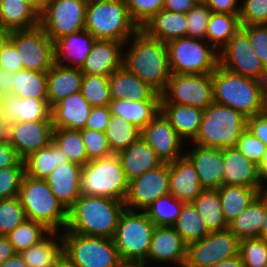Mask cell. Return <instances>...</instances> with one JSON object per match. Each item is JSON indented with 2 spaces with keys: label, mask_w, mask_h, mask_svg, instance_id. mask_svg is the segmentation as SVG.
<instances>
[{
  "label": "cell",
  "mask_w": 267,
  "mask_h": 267,
  "mask_svg": "<svg viewBox=\"0 0 267 267\" xmlns=\"http://www.w3.org/2000/svg\"><path fill=\"white\" fill-rule=\"evenodd\" d=\"M260 238H263L267 241V191H266V214L264 217V221L261 227V231H260Z\"/></svg>",
  "instance_id": "72"
},
{
  "label": "cell",
  "mask_w": 267,
  "mask_h": 267,
  "mask_svg": "<svg viewBox=\"0 0 267 267\" xmlns=\"http://www.w3.org/2000/svg\"><path fill=\"white\" fill-rule=\"evenodd\" d=\"M0 68L11 73L23 69V64L15 45L9 40L0 52Z\"/></svg>",
  "instance_id": "58"
},
{
  "label": "cell",
  "mask_w": 267,
  "mask_h": 267,
  "mask_svg": "<svg viewBox=\"0 0 267 267\" xmlns=\"http://www.w3.org/2000/svg\"><path fill=\"white\" fill-rule=\"evenodd\" d=\"M188 245L203 239L208 231L199 211L192 203H184L180 215L172 226Z\"/></svg>",
  "instance_id": "42"
},
{
  "label": "cell",
  "mask_w": 267,
  "mask_h": 267,
  "mask_svg": "<svg viewBox=\"0 0 267 267\" xmlns=\"http://www.w3.org/2000/svg\"><path fill=\"white\" fill-rule=\"evenodd\" d=\"M239 255L244 267H266L267 241L260 237L240 239Z\"/></svg>",
  "instance_id": "49"
},
{
  "label": "cell",
  "mask_w": 267,
  "mask_h": 267,
  "mask_svg": "<svg viewBox=\"0 0 267 267\" xmlns=\"http://www.w3.org/2000/svg\"><path fill=\"white\" fill-rule=\"evenodd\" d=\"M82 79L80 68L54 64L47 72V101L50 107L67 96L80 92Z\"/></svg>",
  "instance_id": "29"
},
{
  "label": "cell",
  "mask_w": 267,
  "mask_h": 267,
  "mask_svg": "<svg viewBox=\"0 0 267 267\" xmlns=\"http://www.w3.org/2000/svg\"><path fill=\"white\" fill-rule=\"evenodd\" d=\"M183 204L184 202L168 194L155 200L144 211L155 226H173L181 213Z\"/></svg>",
  "instance_id": "46"
},
{
  "label": "cell",
  "mask_w": 267,
  "mask_h": 267,
  "mask_svg": "<svg viewBox=\"0 0 267 267\" xmlns=\"http://www.w3.org/2000/svg\"><path fill=\"white\" fill-rule=\"evenodd\" d=\"M91 108L81 92L67 96L51 107L53 128L84 129Z\"/></svg>",
  "instance_id": "27"
},
{
  "label": "cell",
  "mask_w": 267,
  "mask_h": 267,
  "mask_svg": "<svg viewBox=\"0 0 267 267\" xmlns=\"http://www.w3.org/2000/svg\"><path fill=\"white\" fill-rule=\"evenodd\" d=\"M125 208L123 201L80 195L68 209L65 231L112 239Z\"/></svg>",
  "instance_id": "1"
},
{
  "label": "cell",
  "mask_w": 267,
  "mask_h": 267,
  "mask_svg": "<svg viewBox=\"0 0 267 267\" xmlns=\"http://www.w3.org/2000/svg\"><path fill=\"white\" fill-rule=\"evenodd\" d=\"M186 254L187 244L172 226H155L145 263L170 261L184 267Z\"/></svg>",
  "instance_id": "19"
},
{
  "label": "cell",
  "mask_w": 267,
  "mask_h": 267,
  "mask_svg": "<svg viewBox=\"0 0 267 267\" xmlns=\"http://www.w3.org/2000/svg\"><path fill=\"white\" fill-rule=\"evenodd\" d=\"M25 167L15 148L8 142L0 143V169Z\"/></svg>",
  "instance_id": "59"
},
{
  "label": "cell",
  "mask_w": 267,
  "mask_h": 267,
  "mask_svg": "<svg viewBox=\"0 0 267 267\" xmlns=\"http://www.w3.org/2000/svg\"><path fill=\"white\" fill-rule=\"evenodd\" d=\"M88 0H45L39 16V25L46 35L56 40L85 29Z\"/></svg>",
  "instance_id": "11"
},
{
  "label": "cell",
  "mask_w": 267,
  "mask_h": 267,
  "mask_svg": "<svg viewBox=\"0 0 267 267\" xmlns=\"http://www.w3.org/2000/svg\"><path fill=\"white\" fill-rule=\"evenodd\" d=\"M80 164L75 162L62 163L45 179L55 197L68 210L80 197Z\"/></svg>",
  "instance_id": "26"
},
{
  "label": "cell",
  "mask_w": 267,
  "mask_h": 267,
  "mask_svg": "<svg viewBox=\"0 0 267 267\" xmlns=\"http://www.w3.org/2000/svg\"><path fill=\"white\" fill-rule=\"evenodd\" d=\"M236 147L250 161L258 165L266 152L267 146L247 128L241 133Z\"/></svg>",
  "instance_id": "54"
},
{
  "label": "cell",
  "mask_w": 267,
  "mask_h": 267,
  "mask_svg": "<svg viewBox=\"0 0 267 267\" xmlns=\"http://www.w3.org/2000/svg\"><path fill=\"white\" fill-rule=\"evenodd\" d=\"M213 102L228 106L249 118L261 113L267 84L235 74L218 65L212 73Z\"/></svg>",
  "instance_id": "3"
},
{
  "label": "cell",
  "mask_w": 267,
  "mask_h": 267,
  "mask_svg": "<svg viewBox=\"0 0 267 267\" xmlns=\"http://www.w3.org/2000/svg\"><path fill=\"white\" fill-rule=\"evenodd\" d=\"M105 135L112 153L118 154L141 137V130L120 116L112 115L107 124Z\"/></svg>",
  "instance_id": "43"
},
{
  "label": "cell",
  "mask_w": 267,
  "mask_h": 267,
  "mask_svg": "<svg viewBox=\"0 0 267 267\" xmlns=\"http://www.w3.org/2000/svg\"><path fill=\"white\" fill-rule=\"evenodd\" d=\"M127 43L116 40H96L80 68L83 74L110 76L123 66L122 49Z\"/></svg>",
  "instance_id": "23"
},
{
  "label": "cell",
  "mask_w": 267,
  "mask_h": 267,
  "mask_svg": "<svg viewBox=\"0 0 267 267\" xmlns=\"http://www.w3.org/2000/svg\"><path fill=\"white\" fill-rule=\"evenodd\" d=\"M111 116L112 114L109 106L92 107L84 128L105 132Z\"/></svg>",
  "instance_id": "57"
},
{
  "label": "cell",
  "mask_w": 267,
  "mask_h": 267,
  "mask_svg": "<svg viewBox=\"0 0 267 267\" xmlns=\"http://www.w3.org/2000/svg\"><path fill=\"white\" fill-rule=\"evenodd\" d=\"M64 257L78 267H117L121 262L113 239L63 230Z\"/></svg>",
  "instance_id": "10"
},
{
  "label": "cell",
  "mask_w": 267,
  "mask_h": 267,
  "mask_svg": "<svg viewBox=\"0 0 267 267\" xmlns=\"http://www.w3.org/2000/svg\"><path fill=\"white\" fill-rule=\"evenodd\" d=\"M25 175L45 180L62 163L69 162L66 154L51 141L46 147L30 154L24 160Z\"/></svg>",
  "instance_id": "36"
},
{
  "label": "cell",
  "mask_w": 267,
  "mask_h": 267,
  "mask_svg": "<svg viewBox=\"0 0 267 267\" xmlns=\"http://www.w3.org/2000/svg\"><path fill=\"white\" fill-rule=\"evenodd\" d=\"M197 3L196 0H165L163 9L187 14Z\"/></svg>",
  "instance_id": "62"
},
{
  "label": "cell",
  "mask_w": 267,
  "mask_h": 267,
  "mask_svg": "<svg viewBox=\"0 0 267 267\" xmlns=\"http://www.w3.org/2000/svg\"><path fill=\"white\" fill-rule=\"evenodd\" d=\"M247 129L267 146V120L261 114L247 118Z\"/></svg>",
  "instance_id": "60"
},
{
  "label": "cell",
  "mask_w": 267,
  "mask_h": 267,
  "mask_svg": "<svg viewBox=\"0 0 267 267\" xmlns=\"http://www.w3.org/2000/svg\"><path fill=\"white\" fill-rule=\"evenodd\" d=\"M247 128V117L225 105L213 102L203 111L200 128L193 144L224 149L235 147Z\"/></svg>",
  "instance_id": "7"
},
{
  "label": "cell",
  "mask_w": 267,
  "mask_h": 267,
  "mask_svg": "<svg viewBox=\"0 0 267 267\" xmlns=\"http://www.w3.org/2000/svg\"><path fill=\"white\" fill-rule=\"evenodd\" d=\"M240 6L241 25L267 24V0H244Z\"/></svg>",
  "instance_id": "55"
},
{
  "label": "cell",
  "mask_w": 267,
  "mask_h": 267,
  "mask_svg": "<svg viewBox=\"0 0 267 267\" xmlns=\"http://www.w3.org/2000/svg\"><path fill=\"white\" fill-rule=\"evenodd\" d=\"M199 211L209 232L229 229L217 189H204L192 202Z\"/></svg>",
  "instance_id": "39"
},
{
  "label": "cell",
  "mask_w": 267,
  "mask_h": 267,
  "mask_svg": "<svg viewBox=\"0 0 267 267\" xmlns=\"http://www.w3.org/2000/svg\"><path fill=\"white\" fill-rule=\"evenodd\" d=\"M96 40L86 29L56 40L54 42L55 64L81 68ZM72 63L73 65H70Z\"/></svg>",
  "instance_id": "28"
},
{
  "label": "cell",
  "mask_w": 267,
  "mask_h": 267,
  "mask_svg": "<svg viewBox=\"0 0 267 267\" xmlns=\"http://www.w3.org/2000/svg\"><path fill=\"white\" fill-rule=\"evenodd\" d=\"M109 107L112 115L120 116L142 130L160 112V100H112Z\"/></svg>",
  "instance_id": "35"
},
{
  "label": "cell",
  "mask_w": 267,
  "mask_h": 267,
  "mask_svg": "<svg viewBox=\"0 0 267 267\" xmlns=\"http://www.w3.org/2000/svg\"><path fill=\"white\" fill-rule=\"evenodd\" d=\"M51 232L44 224L27 219L6 235V237L13 245L15 251L21 253L23 250L40 243Z\"/></svg>",
  "instance_id": "45"
},
{
  "label": "cell",
  "mask_w": 267,
  "mask_h": 267,
  "mask_svg": "<svg viewBox=\"0 0 267 267\" xmlns=\"http://www.w3.org/2000/svg\"><path fill=\"white\" fill-rule=\"evenodd\" d=\"M11 32L9 29H6L0 25V52L3 50L4 46L10 40Z\"/></svg>",
  "instance_id": "70"
},
{
  "label": "cell",
  "mask_w": 267,
  "mask_h": 267,
  "mask_svg": "<svg viewBox=\"0 0 267 267\" xmlns=\"http://www.w3.org/2000/svg\"><path fill=\"white\" fill-rule=\"evenodd\" d=\"M258 166V174L262 182L267 181V149Z\"/></svg>",
  "instance_id": "67"
},
{
  "label": "cell",
  "mask_w": 267,
  "mask_h": 267,
  "mask_svg": "<svg viewBox=\"0 0 267 267\" xmlns=\"http://www.w3.org/2000/svg\"><path fill=\"white\" fill-rule=\"evenodd\" d=\"M9 124L0 114V143L8 141Z\"/></svg>",
  "instance_id": "68"
},
{
  "label": "cell",
  "mask_w": 267,
  "mask_h": 267,
  "mask_svg": "<svg viewBox=\"0 0 267 267\" xmlns=\"http://www.w3.org/2000/svg\"><path fill=\"white\" fill-rule=\"evenodd\" d=\"M240 239L229 229L210 232L203 239L187 245L184 267H211L239 255Z\"/></svg>",
  "instance_id": "14"
},
{
  "label": "cell",
  "mask_w": 267,
  "mask_h": 267,
  "mask_svg": "<svg viewBox=\"0 0 267 267\" xmlns=\"http://www.w3.org/2000/svg\"><path fill=\"white\" fill-rule=\"evenodd\" d=\"M203 190L194 165L185 155L169 163V194L192 203Z\"/></svg>",
  "instance_id": "25"
},
{
  "label": "cell",
  "mask_w": 267,
  "mask_h": 267,
  "mask_svg": "<svg viewBox=\"0 0 267 267\" xmlns=\"http://www.w3.org/2000/svg\"><path fill=\"white\" fill-rule=\"evenodd\" d=\"M160 111L183 140H193L198 134L203 109L174 103H160Z\"/></svg>",
  "instance_id": "32"
},
{
  "label": "cell",
  "mask_w": 267,
  "mask_h": 267,
  "mask_svg": "<svg viewBox=\"0 0 267 267\" xmlns=\"http://www.w3.org/2000/svg\"><path fill=\"white\" fill-rule=\"evenodd\" d=\"M10 41L17 49L23 69L47 73L55 64L54 42L40 25L12 31Z\"/></svg>",
  "instance_id": "13"
},
{
  "label": "cell",
  "mask_w": 267,
  "mask_h": 267,
  "mask_svg": "<svg viewBox=\"0 0 267 267\" xmlns=\"http://www.w3.org/2000/svg\"><path fill=\"white\" fill-rule=\"evenodd\" d=\"M1 267H28L20 253L8 258Z\"/></svg>",
  "instance_id": "65"
},
{
  "label": "cell",
  "mask_w": 267,
  "mask_h": 267,
  "mask_svg": "<svg viewBox=\"0 0 267 267\" xmlns=\"http://www.w3.org/2000/svg\"><path fill=\"white\" fill-rule=\"evenodd\" d=\"M129 189L122 163L117 154L89 160L80 175V193L125 202Z\"/></svg>",
  "instance_id": "6"
},
{
  "label": "cell",
  "mask_w": 267,
  "mask_h": 267,
  "mask_svg": "<svg viewBox=\"0 0 267 267\" xmlns=\"http://www.w3.org/2000/svg\"><path fill=\"white\" fill-rule=\"evenodd\" d=\"M241 28L248 34L254 52L267 69V24L241 25Z\"/></svg>",
  "instance_id": "56"
},
{
  "label": "cell",
  "mask_w": 267,
  "mask_h": 267,
  "mask_svg": "<svg viewBox=\"0 0 267 267\" xmlns=\"http://www.w3.org/2000/svg\"><path fill=\"white\" fill-rule=\"evenodd\" d=\"M240 28L239 14L211 12L206 41L219 52Z\"/></svg>",
  "instance_id": "41"
},
{
  "label": "cell",
  "mask_w": 267,
  "mask_h": 267,
  "mask_svg": "<svg viewBox=\"0 0 267 267\" xmlns=\"http://www.w3.org/2000/svg\"><path fill=\"white\" fill-rule=\"evenodd\" d=\"M219 65L235 74L267 84V69L257 57L248 34L242 28L219 51Z\"/></svg>",
  "instance_id": "15"
},
{
  "label": "cell",
  "mask_w": 267,
  "mask_h": 267,
  "mask_svg": "<svg viewBox=\"0 0 267 267\" xmlns=\"http://www.w3.org/2000/svg\"><path fill=\"white\" fill-rule=\"evenodd\" d=\"M80 132L89 160L105 158L113 155L105 132L85 128L80 130Z\"/></svg>",
  "instance_id": "50"
},
{
  "label": "cell",
  "mask_w": 267,
  "mask_h": 267,
  "mask_svg": "<svg viewBox=\"0 0 267 267\" xmlns=\"http://www.w3.org/2000/svg\"><path fill=\"white\" fill-rule=\"evenodd\" d=\"M266 214V191L260 193L230 224L239 239L259 237Z\"/></svg>",
  "instance_id": "34"
},
{
  "label": "cell",
  "mask_w": 267,
  "mask_h": 267,
  "mask_svg": "<svg viewBox=\"0 0 267 267\" xmlns=\"http://www.w3.org/2000/svg\"><path fill=\"white\" fill-rule=\"evenodd\" d=\"M222 152L224 161L223 185L256 188L261 193L267 191L266 184L259 177L258 166L247 159L236 146L224 148Z\"/></svg>",
  "instance_id": "20"
},
{
  "label": "cell",
  "mask_w": 267,
  "mask_h": 267,
  "mask_svg": "<svg viewBox=\"0 0 267 267\" xmlns=\"http://www.w3.org/2000/svg\"><path fill=\"white\" fill-rule=\"evenodd\" d=\"M57 267H78L72 264L66 257H64L57 265Z\"/></svg>",
  "instance_id": "74"
},
{
  "label": "cell",
  "mask_w": 267,
  "mask_h": 267,
  "mask_svg": "<svg viewBox=\"0 0 267 267\" xmlns=\"http://www.w3.org/2000/svg\"><path fill=\"white\" fill-rule=\"evenodd\" d=\"M52 141L66 154L69 161L81 166L89 161L80 130L53 128Z\"/></svg>",
  "instance_id": "44"
},
{
  "label": "cell",
  "mask_w": 267,
  "mask_h": 267,
  "mask_svg": "<svg viewBox=\"0 0 267 267\" xmlns=\"http://www.w3.org/2000/svg\"><path fill=\"white\" fill-rule=\"evenodd\" d=\"M110 95L112 100H160L161 93L150 84L141 80L124 66L109 76Z\"/></svg>",
  "instance_id": "24"
},
{
  "label": "cell",
  "mask_w": 267,
  "mask_h": 267,
  "mask_svg": "<svg viewBox=\"0 0 267 267\" xmlns=\"http://www.w3.org/2000/svg\"><path fill=\"white\" fill-rule=\"evenodd\" d=\"M57 237L59 240H56ZM20 254L28 267H57L58 263L64 258L62 234L51 232L40 243L23 250Z\"/></svg>",
  "instance_id": "33"
},
{
  "label": "cell",
  "mask_w": 267,
  "mask_h": 267,
  "mask_svg": "<svg viewBox=\"0 0 267 267\" xmlns=\"http://www.w3.org/2000/svg\"><path fill=\"white\" fill-rule=\"evenodd\" d=\"M148 265L145 262H135V261H121L117 267H145Z\"/></svg>",
  "instance_id": "71"
},
{
  "label": "cell",
  "mask_w": 267,
  "mask_h": 267,
  "mask_svg": "<svg viewBox=\"0 0 267 267\" xmlns=\"http://www.w3.org/2000/svg\"><path fill=\"white\" fill-rule=\"evenodd\" d=\"M141 137L162 163H172L185 154L181 148L183 139L161 111L141 130Z\"/></svg>",
  "instance_id": "17"
},
{
  "label": "cell",
  "mask_w": 267,
  "mask_h": 267,
  "mask_svg": "<svg viewBox=\"0 0 267 267\" xmlns=\"http://www.w3.org/2000/svg\"><path fill=\"white\" fill-rule=\"evenodd\" d=\"M128 40L132 43L123 54V66L162 93L172 74L166 43L149 37L142 29Z\"/></svg>",
  "instance_id": "2"
},
{
  "label": "cell",
  "mask_w": 267,
  "mask_h": 267,
  "mask_svg": "<svg viewBox=\"0 0 267 267\" xmlns=\"http://www.w3.org/2000/svg\"><path fill=\"white\" fill-rule=\"evenodd\" d=\"M11 94L19 98L47 99V73L28 69L13 73Z\"/></svg>",
  "instance_id": "40"
},
{
  "label": "cell",
  "mask_w": 267,
  "mask_h": 267,
  "mask_svg": "<svg viewBox=\"0 0 267 267\" xmlns=\"http://www.w3.org/2000/svg\"><path fill=\"white\" fill-rule=\"evenodd\" d=\"M27 220L19 197L0 199V236H6Z\"/></svg>",
  "instance_id": "48"
},
{
  "label": "cell",
  "mask_w": 267,
  "mask_h": 267,
  "mask_svg": "<svg viewBox=\"0 0 267 267\" xmlns=\"http://www.w3.org/2000/svg\"><path fill=\"white\" fill-rule=\"evenodd\" d=\"M260 114L267 120V93L264 96L263 105H262Z\"/></svg>",
  "instance_id": "73"
},
{
  "label": "cell",
  "mask_w": 267,
  "mask_h": 267,
  "mask_svg": "<svg viewBox=\"0 0 267 267\" xmlns=\"http://www.w3.org/2000/svg\"><path fill=\"white\" fill-rule=\"evenodd\" d=\"M198 3H205L207 0H196Z\"/></svg>",
  "instance_id": "75"
},
{
  "label": "cell",
  "mask_w": 267,
  "mask_h": 267,
  "mask_svg": "<svg viewBox=\"0 0 267 267\" xmlns=\"http://www.w3.org/2000/svg\"><path fill=\"white\" fill-rule=\"evenodd\" d=\"M149 37L167 43L171 40L187 37L186 14L160 10L141 28Z\"/></svg>",
  "instance_id": "31"
},
{
  "label": "cell",
  "mask_w": 267,
  "mask_h": 267,
  "mask_svg": "<svg viewBox=\"0 0 267 267\" xmlns=\"http://www.w3.org/2000/svg\"><path fill=\"white\" fill-rule=\"evenodd\" d=\"M155 224L145 211L125 208L112 238L121 261L145 262Z\"/></svg>",
  "instance_id": "8"
},
{
  "label": "cell",
  "mask_w": 267,
  "mask_h": 267,
  "mask_svg": "<svg viewBox=\"0 0 267 267\" xmlns=\"http://www.w3.org/2000/svg\"><path fill=\"white\" fill-rule=\"evenodd\" d=\"M117 155L129 182L162 164L155 151L142 137Z\"/></svg>",
  "instance_id": "30"
},
{
  "label": "cell",
  "mask_w": 267,
  "mask_h": 267,
  "mask_svg": "<svg viewBox=\"0 0 267 267\" xmlns=\"http://www.w3.org/2000/svg\"><path fill=\"white\" fill-rule=\"evenodd\" d=\"M165 0H126L132 20L141 29L156 13L164 7Z\"/></svg>",
  "instance_id": "52"
},
{
  "label": "cell",
  "mask_w": 267,
  "mask_h": 267,
  "mask_svg": "<svg viewBox=\"0 0 267 267\" xmlns=\"http://www.w3.org/2000/svg\"><path fill=\"white\" fill-rule=\"evenodd\" d=\"M211 10L205 3H197L187 14V37L206 40Z\"/></svg>",
  "instance_id": "51"
},
{
  "label": "cell",
  "mask_w": 267,
  "mask_h": 267,
  "mask_svg": "<svg viewBox=\"0 0 267 267\" xmlns=\"http://www.w3.org/2000/svg\"><path fill=\"white\" fill-rule=\"evenodd\" d=\"M13 73L0 68V97L11 94Z\"/></svg>",
  "instance_id": "64"
},
{
  "label": "cell",
  "mask_w": 267,
  "mask_h": 267,
  "mask_svg": "<svg viewBox=\"0 0 267 267\" xmlns=\"http://www.w3.org/2000/svg\"><path fill=\"white\" fill-rule=\"evenodd\" d=\"M217 191L228 225L261 193L256 188L237 185H222Z\"/></svg>",
  "instance_id": "37"
},
{
  "label": "cell",
  "mask_w": 267,
  "mask_h": 267,
  "mask_svg": "<svg viewBox=\"0 0 267 267\" xmlns=\"http://www.w3.org/2000/svg\"><path fill=\"white\" fill-rule=\"evenodd\" d=\"M184 154L194 165L203 189H218L223 185L224 161L222 149L198 144Z\"/></svg>",
  "instance_id": "21"
},
{
  "label": "cell",
  "mask_w": 267,
  "mask_h": 267,
  "mask_svg": "<svg viewBox=\"0 0 267 267\" xmlns=\"http://www.w3.org/2000/svg\"><path fill=\"white\" fill-rule=\"evenodd\" d=\"M169 194V163H162L129 182L127 209L144 211L151 203Z\"/></svg>",
  "instance_id": "16"
},
{
  "label": "cell",
  "mask_w": 267,
  "mask_h": 267,
  "mask_svg": "<svg viewBox=\"0 0 267 267\" xmlns=\"http://www.w3.org/2000/svg\"><path fill=\"white\" fill-rule=\"evenodd\" d=\"M80 92L92 107L109 106L112 101L108 76L83 74Z\"/></svg>",
  "instance_id": "47"
},
{
  "label": "cell",
  "mask_w": 267,
  "mask_h": 267,
  "mask_svg": "<svg viewBox=\"0 0 267 267\" xmlns=\"http://www.w3.org/2000/svg\"><path fill=\"white\" fill-rule=\"evenodd\" d=\"M25 167H9L0 169V199L17 197Z\"/></svg>",
  "instance_id": "53"
},
{
  "label": "cell",
  "mask_w": 267,
  "mask_h": 267,
  "mask_svg": "<svg viewBox=\"0 0 267 267\" xmlns=\"http://www.w3.org/2000/svg\"><path fill=\"white\" fill-rule=\"evenodd\" d=\"M0 114L9 125L16 121H51L47 99L19 98L13 94L0 97Z\"/></svg>",
  "instance_id": "22"
},
{
  "label": "cell",
  "mask_w": 267,
  "mask_h": 267,
  "mask_svg": "<svg viewBox=\"0 0 267 267\" xmlns=\"http://www.w3.org/2000/svg\"><path fill=\"white\" fill-rule=\"evenodd\" d=\"M0 25L10 31L39 26V15L26 3L0 1Z\"/></svg>",
  "instance_id": "38"
},
{
  "label": "cell",
  "mask_w": 267,
  "mask_h": 267,
  "mask_svg": "<svg viewBox=\"0 0 267 267\" xmlns=\"http://www.w3.org/2000/svg\"><path fill=\"white\" fill-rule=\"evenodd\" d=\"M205 4L211 10V12L240 14L238 0H207Z\"/></svg>",
  "instance_id": "61"
},
{
  "label": "cell",
  "mask_w": 267,
  "mask_h": 267,
  "mask_svg": "<svg viewBox=\"0 0 267 267\" xmlns=\"http://www.w3.org/2000/svg\"><path fill=\"white\" fill-rule=\"evenodd\" d=\"M211 267H244L240 255L236 257L222 260Z\"/></svg>",
  "instance_id": "66"
},
{
  "label": "cell",
  "mask_w": 267,
  "mask_h": 267,
  "mask_svg": "<svg viewBox=\"0 0 267 267\" xmlns=\"http://www.w3.org/2000/svg\"><path fill=\"white\" fill-rule=\"evenodd\" d=\"M52 121H16L9 125L8 142L24 160L52 141Z\"/></svg>",
  "instance_id": "18"
},
{
  "label": "cell",
  "mask_w": 267,
  "mask_h": 267,
  "mask_svg": "<svg viewBox=\"0 0 267 267\" xmlns=\"http://www.w3.org/2000/svg\"><path fill=\"white\" fill-rule=\"evenodd\" d=\"M3 1V0H0ZM7 1H14V2H24L28 4L39 16L42 10V1L41 0H7Z\"/></svg>",
  "instance_id": "69"
},
{
  "label": "cell",
  "mask_w": 267,
  "mask_h": 267,
  "mask_svg": "<svg viewBox=\"0 0 267 267\" xmlns=\"http://www.w3.org/2000/svg\"><path fill=\"white\" fill-rule=\"evenodd\" d=\"M18 197L27 219L44 224L52 232L65 230L68 210L55 197L46 180L24 175Z\"/></svg>",
  "instance_id": "5"
},
{
  "label": "cell",
  "mask_w": 267,
  "mask_h": 267,
  "mask_svg": "<svg viewBox=\"0 0 267 267\" xmlns=\"http://www.w3.org/2000/svg\"><path fill=\"white\" fill-rule=\"evenodd\" d=\"M85 29L97 40L129 43L140 28L130 17L126 0H88Z\"/></svg>",
  "instance_id": "4"
},
{
  "label": "cell",
  "mask_w": 267,
  "mask_h": 267,
  "mask_svg": "<svg viewBox=\"0 0 267 267\" xmlns=\"http://www.w3.org/2000/svg\"><path fill=\"white\" fill-rule=\"evenodd\" d=\"M16 253L17 252L8 238L6 236H0V267L8 258L12 257Z\"/></svg>",
  "instance_id": "63"
},
{
  "label": "cell",
  "mask_w": 267,
  "mask_h": 267,
  "mask_svg": "<svg viewBox=\"0 0 267 267\" xmlns=\"http://www.w3.org/2000/svg\"><path fill=\"white\" fill-rule=\"evenodd\" d=\"M160 103H174L207 108L213 103L212 74L170 75L166 89L161 93Z\"/></svg>",
  "instance_id": "12"
},
{
  "label": "cell",
  "mask_w": 267,
  "mask_h": 267,
  "mask_svg": "<svg viewBox=\"0 0 267 267\" xmlns=\"http://www.w3.org/2000/svg\"><path fill=\"white\" fill-rule=\"evenodd\" d=\"M166 45L171 73L212 74L219 65V52L203 39L183 37Z\"/></svg>",
  "instance_id": "9"
}]
</instances>
